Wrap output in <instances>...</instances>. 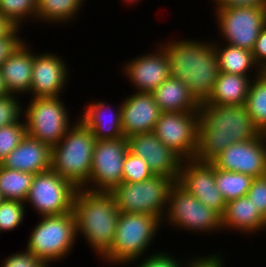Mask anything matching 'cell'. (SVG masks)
Returning a JSON list of instances; mask_svg holds the SVG:
<instances>
[{
  "label": "cell",
  "instance_id": "obj_3",
  "mask_svg": "<svg viewBox=\"0 0 266 267\" xmlns=\"http://www.w3.org/2000/svg\"><path fill=\"white\" fill-rule=\"evenodd\" d=\"M73 212L77 238L81 235L94 254L102 257L112 247L120 215L113 196L109 192L78 189Z\"/></svg>",
  "mask_w": 266,
  "mask_h": 267
},
{
  "label": "cell",
  "instance_id": "obj_2",
  "mask_svg": "<svg viewBox=\"0 0 266 267\" xmlns=\"http://www.w3.org/2000/svg\"><path fill=\"white\" fill-rule=\"evenodd\" d=\"M160 45L168 56L170 77L181 80L199 103L205 102L220 73L214 40L171 39Z\"/></svg>",
  "mask_w": 266,
  "mask_h": 267
},
{
  "label": "cell",
  "instance_id": "obj_25",
  "mask_svg": "<svg viewBox=\"0 0 266 267\" xmlns=\"http://www.w3.org/2000/svg\"><path fill=\"white\" fill-rule=\"evenodd\" d=\"M257 76H241L220 72L209 98L200 104L244 105L249 86Z\"/></svg>",
  "mask_w": 266,
  "mask_h": 267
},
{
  "label": "cell",
  "instance_id": "obj_36",
  "mask_svg": "<svg viewBox=\"0 0 266 267\" xmlns=\"http://www.w3.org/2000/svg\"><path fill=\"white\" fill-rule=\"evenodd\" d=\"M169 252L161 251L151 252V255L144 256L145 258H141L139 263L135 267H190L199 257H190L189 259L182 262L181 260H177L176 256L173 257ZM182 262V263H181Z\"/></svg>",
  "mask_w": 266,
  "mask_h": 267
},
{
  "label": "cell",
  "instance_id": "obj_44",
  "mask_svg": "<svg viewBox=\"0 0 266 267\" xmlns=\"http://www.w3.org/2000/svg\"><path fill=\"white\" fill-rule=\"evenodd\" d=\"M8 94H10V93L8 92V89H7L6 85H5V82L3 80V77H2V74H1V70H0V97L6 96Z\"/></svg>",
  "mask_w": 266,
  "mask_h": 267
},
{
  "label": "cell",
  "instance_id": "obj_47",
  "mask_svg": "<svg viewBox=\"0 0 266 267\" xmlns=\"http://www.w3.org/2000/svg\"><path fill=\"white\" fill-rule=\"evenodd\" d=\"M262 74L266 76V67L262 69Z\"/></svg>",
  "mask_w": 266,
  "mask_h": 267
},
{
  "label": "cell",
  "instance_id": "obj_48",
  "mask_svg": "<svg viewBox=\"0 0 266 267\" xmlns=\"http://www.w3.org/2000/svg\"><path fill=\"white\" fill-rule=\"evenodd\" d=\"M4 201V198L2 197L1 193H0V204Z\"/></svg>",
  "mask_w": 266,
  "mask_h": 267
},
{
  "label": "cell",
  "instance_id": "obj_34",
  "mask_svg": "<svg viewBox=\"0 0 266 267\" xmlns=\"http://www.w3.org/2000/svg\"><path fill=\"white\" fill-rule=\"evenodd\" d=\"M26 136L25 122L0 127V163Z\"/></svg>",
  "mask_w": 266,
  "mask_h": 267
},
{
  "label": "cell",
  "instance_id": "obj_23",
  "mask_svg": "<svg viewBox=\"0 0 266 267\" xmlns=\"http://www.w3.org/2000/svg\"><path fill=\"white\" fill-rule=\"evenodd\" d=\"M222 229L239 234L255 235L266 230V218L255 208L247 195L228 201L221 216Z\"/></svg>",
  "mask_w": 266,
  "mask_h": 267
},
{
  "label": "cell",
  "instance_id": "obj_10",
  "mask_svg": "<svg viewBox=\"0 0 266 267\" xmlns=\"http://www.w3.org/2000/svg\"><path fill=\"white\" fill-rule=\"evenodd\" d=\"M224 43L252 51L266 25V7H214Z\"/></svg>",
  "mask_w": 266,
  "mask_h": 267
},
{
  "label": "cell",
  "instance_id": "obj_6",
  "mask_svg": "<svg viewBox=\"0 0 266 267\" xmlns=\"http://www.w3.org/2000/svg\"><path fill=\"white\" fill-rule=\"evenodd\" d=\"M29 233L26 250L43 264L51 265L69 256L77 243L74 212L62 215L43 216Z\"/></svg>",
  "mask_w": 266,
  "mask_h": 267
},
{
  "label": "cell",
  "instance_id": "obj_41",
  "mask_svg": "<svg viewBox=\"0 0 266 267\" xmlns=\"http://www.w3.org/2000/svg\"><path fill=\"white\" fill-rule=\"evenodd\" d=\"M219 254V255H218ZM222 253L211 254L209 256H201L190 267H224L226 263ZM223 257V258H222Z\"/></svg>",
  "mask_w": 266,
  "mask_h": 267
},
{
  "label": "cell",
  "instance_id": "obj_9",
  "mask_svg": "<svg viewBox=\"0 0 266 267\" xmlns=\"http://www.w3.org/2000/svg\"><path fill=\"white\" fill-rule=\"evenodd\" d=\"M61 98L60 96L39 97L28 101L29 104L24 108L23 116L26 135L51 147L59 143L75 124V122L71 123V115Z\"/></svg>",
  "mask_w": 266,
  "mask_h": 267
},
{
  "label": "cell",
  "instance_id": "obj_39",
  "mask_svg": "<svg viewBox=\"0 0 266 267\" xmlns=\"http://www.w3.org/2000/svg\"><path fill=\"white\" fill-rule=\"evenodd\" d=\"M20 30L22 29L14 27L6 36L0 37V65L23 41Z\"/></svg>",
  "mask_w": 266,
  "mask_h": 267
},
{
  "label": "cell",
  "instance_id": "obj_22",
  "mask_svg": "<svg viewBox=\"0 0 266 267\" xmlns=\"http://www.w3.org/2000/svg\"><path fill=\"white\" fill-rule=\"evenodd\" d=\"M92 102L88 103L78 117L90 129L96 140L125 137L121 124V103L115 109L105 101Z\"/></svg>",
  "mask_w": 266,
  "mask_h": 267
},
{
  "label": "cell",
  "instance_id": "obj_21",
  "mask_svg": "<svg viewBox=\"0 0 266 267\" xmlns=\"http://www.w3.org/2000/svg\"><path fill=\"white\" fill-rule=\"evenodd\" d=\"M22 41L0 65L1 74L10 94H30L34 52Z\"/></svg>",
  "mask_w": 266,
  "mask_h": 267
},
{
  "label": "cell",
  "instance_id": "obj_13",
  "mask_svg": "<svg viewBox=\"0 0 266 267\" xmlns=\"http://www.w3.org/2000/svg\"><path fill=\"white\" fill-rule=\"evenodd\" d=\"M199 119V111L161 112L153 132L183 160H192L197 149Z\"/></svg>",
  "mask_w": 266,
  "mask_h": 267
},
{
  "label": "cell",
  "instance_id": "obj_27",
  "mask_svg": "<svg viewBox=\"0 0 266 267\" xmlns=\"http://www.w3.org/2000/svg\"><path fill=\"white\" fill-rule=\"evenodd\" d=\"M37 21L51 25L71 24L82 9L85 0H37ZM83 3V4H82Z\"/></svg>",
  "mask_w": 266,
  "mask_h": 267
},
{
  "label": "cell",
  "instance_id": "obj_42",
  "mask_svg": "<svg viewBox=\"0 0 266 267\" xmlns=\"http://www.w3.org/2000/svg\"><path fill=\"white\" fill-rule=\"evenodd\" d=\"M266 7V0H223L215 7Z\"/></svg>",
  "mask_w": 266,
  "mask_h": 267
},
{
  "label": "cell",
  "instance_id": "obj_26",
  "mask_svg": "<svg viewBox=\"0 0 266 267\" xmlns=\"http://www.w3.org/2000/svg\"><path fill=\"white\" fill-rule=\"evenodd\" d=\"M218 42L220 41L214 40L220 72L241 76H259L262 73V70L254 60L252 51L229 44L222 43L219 45ZM252 70H257L256 72L254 71L255 75H250V72H253Z\"/></svg>",
  "mask_w": 266,
  "mask_h": 267
},
{
  "label": "cell",
  "instance_id": "obj_4",
  "mask_svg": "<svg viewBox=\"0 0 266 267\" xmlns=\"http://www.w3.org/2000/svg\"><path fill=\"white\" fill-rule=\"evenodd\" d=\"M96 138L79 118L52 147L51 169L73 184L84 189L90 178Z\"/></svg>",
  "mask_w": 266,
  "mask_h": 267
},
{
  "label": "cell",
  "instance_id": "obj_24",
  "mask_svg": "<svg viewBox=\"0 0 266 267\" xmlns=\"http://www.w3.org/2000/svg\"><path fill=\"white\" fill-rule=\"evenodd\" d=\"M161 112H197L200 103L179 79L169 77L153 92Z\"/></svg>",
  "mask_w": 266,
  "mask_h": 267
},
{
  "label": "cell",
  "instance_id": "obj_46",
  "mask_svg": "<svg viewBox=\"0 0 266 267\" xmlns=\"http://www.w3.org/2000/svg\"><path fill=\"white\" fill-rule=\"evenodd\" d=\"M213 1H214V3H215L214 5L217 6V5H219L223 0H213Z\"/></svg>",
  "mask_w": 266,
  "mask_h": 267
},
{
  "label": "cell",
  "instance_id": "obj_31",
  "mask_svg": "<svg viewBox=\"0 0 266 267\" xmlns=\"http://www.w3.org/2000/svg\"><path fill=\"white\" fill-rule=\"evenodd\" d=\"M37 2V0H0V15L13 27L22 29L25 20L37 21Z\"/></svg>",
  "mask_w": 266,
  "mask_h": 267
},
{
  "label": "cell",
  "instance_id": "obj_15",
  "mask_svg": "<svg viewBox=\"0 0 266 267\" xmlns=\"http://www.w3.org/2000/svg\"><path fill=\"white\" fill-rule=\"evenodd\" d=\"M129 151L142 158L154 175L178 181L184 161L152 132L127 137Z\"/></svg>",
  "mask_w": 266,
  "mask_h": 267
},
{
  "label": "cell",
  "instance_id": "obj_45",
  "mask_svg": "<svg viewBox=\"0 0 266 267\" xmlns=\"http://www.w3.org/2000/svg\"><path fill=\"white\" fill-rule=\"evenodd\" d=\"M125 2V4H128V6L130 4H134L136 5L137 2H140L141 0H123Z\"/></svg>",
  "mask_w": 266,
  "mask_h": 267
},
{
  "label": "cell",
  "instance_id": "obj_32",
  "mask_svg": "<svg viewBox=\"0 0 266 267\" xmlns=\"http://www.w3.org/2000/svg\"><path fill=\"white\" fill-rule=\"evenodd\" d=\"M25 202L18 200H4L0 204V234L15 230L24 221Z\"/></svg>",
  "mask_w": 266,
  "mask_h": 267
},
{
  "label": "cell",
  "instance_id": "obj_18",
  "mask_svg": "<svg viewBox=\"0 0 266 267\" xmlns=\"http://www.w3.org/2000/svg\"><path fill=\"white\" fill-rule=\"evenodd\" d=\"M36 54V55H35ZM65 59L56 53H34L32 80L30 87L31 98L63 96L67 85L69 70ZM68 70V71H67Z\"/></svg>",
  "mask_w": 266,
  "mask_h": 267
},
{
  "label": "cell",
  "instance_id": "obj_8",
  "mask_svg": "<svg viewBox=\"0 0 266 267\" xmlns=\"http://www.w3.org/2000/svg\"><path fill=\"white\" fill-rule=\"evenodd\" d=\"M165 226L186 232L208 233L221 232V216L205 206L195 196L184 189L177 181L171 188L167 210L163 218Z\"/></svg>",
  "mask_w": 266,
  "mask_h": 267
},
{
  "label": "cell",
  "instance_id": "obj_29",
  "mask_svg": "<svg viewBox=\"0 0 266 267\" xmlns=\"http://www.w3.org/2000/svg\"><path fill=\"white\" fill-rule=\"evenodd\" d=\"M245 106L255 127L266 134V76L262 73L252 79Z\"/></svg>",
  "mask_w": 266,
  "mask_h": 267
},
{
  "label": "cell",
  "instance_id": "obj_33",
  "mask_svg": "<svg viewBox=\"0 0 266 267\" xmlns=\"http://www.w3.org/2000/svg\"><path fill=\"white\" fill-rule=\"evenodd\" d=\"M154 174L139 156L127 152L123 163L122 182L133 183L150 179Z\"/></svg>",
  "mask_w": 266,
  "mask_h": 267
},
{
  "label": "cell",
  "instance_id": "obj_38",
  "mask_svg": "<svg viewBox=\"0 0 266 267\" xmlns=\"http://www.w3.org/2000/svg\"><path fill=\"white\" fill-rule=\"evenodd\" d=\"M1 267H44L43 264L34 254L30 253L28 250L17 251V253L10 254L6 256L3 261H1Z\"/></svg>",
  "mask_w": 266,
  "mask_h": 267
},
{
  "label": "cell",
  "instance_id": "obj_1",
  "mask_svg": "<svg viewBox=\"0 0 266 267\" xmlns=\"http://www.w3.org/2000/svg\"><path fill=\"white\" fill-rule=\"evenodd\" d=\"M197 149L194 159L211 162L228 146L255 139V127L244 105L200 104Z\"/></svg>",
  "mask_w": 266,
  "mask_h": 267
},
{
  "label": "cell",
  "instance_id": "obj_20",
  "mask_svg": "<svg viewBox=\"0 0 266 267\" xmlns=\"http://www.w3.org/2000/svg\"><path fill=\"white\" fill-rule=\"evenodd\" d=\"M52 147L26 135L0 163L4 168L38 174L51 169Z\"/></svg>",
  "mask_w": 266,
  "mask_h": 267
},
{
  "label": "cell",
  "instance_id": "obj_43",
  "mask_svg": "<svg viewBox=\"0 0 266 267\" xmlns=\"http://www.w3.org/2000/svg\"><path fill=\"white\" fill-rule=\"evenodd\" d=\"M14 27L0 15V37L6 36Z\"/></svg>",
  "mask_w": 266,
  "mask_h": 267
},
{
  "label": "cell",
  "instance_id": "obj_40",
  "mask_svg": "<svg viewBox=\"0 0 266 267\" xmlns=\"http://www.w3.org/2000/svg\"><path fill=\"white\" fill-rule=\"evenodd\" d=\"M252 54L256 64L262 70L266 67V25L262 28L257 38Z\"/></svg>",
  "mask_w": 266,
  "mask_h": 267
},
{
  "label": "cell",
  "instance_id": "obj_16",
  "mask_svg": "<svg viewBox=\"0 0 266 267\" xmlns=\"http://www.w3.org/2000/svg\"><path fill=\"white\" fill-rule=\"evenodd\" d=\"M177 182L205 206L223 215L226 201L216 186L215 167L210 162L184 160Z\"/></svg>",
  "mask_w": 266,
  "mask_h": 267
},
{
  "label": "cell",
  "instance_id": "obj_14",
  "mask_svg": "<svg viewBox=\"0 0 266 267\" xmlns=\"http://www.w3.org/2000/svg\"><path fill=\"white\" fill-rule=\"evenodd\" d=\"M215 168L243 173L253 178L266 175V134L234 143L210 162Z\"/></svg>",
  "mask_w": 266,
  "mask_h": 267
},
{
  "label": "cell",
  "instance_id": "obj_17",
  "mask_svg": "<svg viewBox=\"0 0 266 267\" xmlns=\"http://www.w3.org/2000/svg\"><path fill=\"white\" fill-rule=\"evenodd\" d=\"M153 53H143L128 60L122 68L126 79L135 86L136 92L152 93L162 82L170 77L168 56L164 48L157 44Z\"/></svg>",
  "mask_w": 266,
  "mask_h": 267
},
{
  "label": "cell",
  "instance_id": "obj_7",
  "mask_svg": "<svg viewBox=\"0 0 266 267\" xmlns=\"http://www.w3.org/2000/svg\"><path fill=\"white\" fill-rule=\"evenodd\" d=\"M175 182L176 180L162 175H153L142 182H121L109 193L120 212L144 213L163 220Z\"/></svg>",
  "mask_w": 266,
  "mask_h": 267
},
{
  "label": "cell",
  "instance_id": "obj_37",
  "mask_svg": "<svg viewBox=\"0 0 266 267\" xmlns=\"http://www.w3.org/2000/svg\"><path fill=\"white\" fill-rule=\"evenodd\" d=\"M247 196L255 208L266 218V175L253 178Z\"/></svg>",
  "mask_w": 266,
  "mask_h": 267
},
{
  "label": "cell",
  "instance_id": "obj_11",
  "mask_svg": "<svg viewBox=\"0 0 266 267\" xmlns=\"http://www.w3.org/2000/svg\"><path fill=\"white\" fill-rule=\"evenodd\" d=\"M77 188L52 169L35 174L25 205L38 217L62 215L73 211Z\"/></svg>",
  "mask_w": 266,
  "mask_h": 267
},
{
  "label": "cell",
  "instance_id": "obj_19",
  "mask_svg": "<svg viewBox=\"0 0 266 267\" xmlns=\"http://www.w3.org/2000/svg\"><path fill=\"white\" fill-rule=\"evenodd\" d=\"M121 124L124 136L154 131L161 110L153 93L134 92L122 100Z\"/></svg>",
  "mask_w": 266,
  "mask_h": 267
},
{
  "label": "cell",
  "instance_id": "obj_35",
  "mask_svg": "<svg viewBox=\"0 0 266 267\" xmlns=\"http://www.w3.org/2000/svg\"><path fill=\"white\" fill-rule=\"evenodd\" d=\"M18 97L20 95L17 94H8L0 97V127L25 122L24 118L22 121L25 108L23 106L25 105H22L24 102H20Z\"/></svg>",
  "mask_w": 266,
  "mask_h": 267
},
{
  "label": "cell",
  "instance_id": "obj_28",
  "mask_svg": "<svg viewBox=\"0 0 266 267\" xmlns=\"http://www.w3.org/2000/svg\"><path fill=\"white\" fill-rule=\"evenodd\" d=\"M34 176V173L4 168L0 165V193L4 200L25 202Z\"/></svg>",
  "mask_w": 266,
  "mask_h": 267
},
{
  "label": "cell",
  "instance_id": "obj_30",
  "mask_svg": "<svg viewBox=\"0 0 266 267\" xmlns=\"http://www.w3.org/2000/svg\"><path fill=\"white\" fill-rule=\"evenodd\" d=\"M253 177L243 173L215 168V182L226 203L246 196Z\"/></svg>",
  "mask_w": 266,
  "mask_h": 267
},
{
  "label": "cell",
  "instance_id": "obj_5",
  "mask_svg": "<svg viewBox=\"0 0 266 267\" xmlns=\"http://www.w3.org/2000/svg\"><path fill=\"white\" fill-rule=\"evenodd\" d=\"M162 222L149 214L120 212L112 247L99 260L110 266L138 263L153 245Z\"/></svg>",
  "mask_w": 266,
  "mask_h": 267
},
{
  "label": "cell",
  "instance_id": "obj_12",
  "mask_svg": "<svg viewBox=\"0 0 266 267\" xmlns=\"http://www.w3.org/2000/svg\"><path fill=\"white\" fill-rule=\"evenodd\" d=\"M129 151L126 137L96 140L88 191L110 192L122 182L123 163Z\"/></svg>",
  "mask_w": 266,
  "mask_h": 267
}]
</instances>
